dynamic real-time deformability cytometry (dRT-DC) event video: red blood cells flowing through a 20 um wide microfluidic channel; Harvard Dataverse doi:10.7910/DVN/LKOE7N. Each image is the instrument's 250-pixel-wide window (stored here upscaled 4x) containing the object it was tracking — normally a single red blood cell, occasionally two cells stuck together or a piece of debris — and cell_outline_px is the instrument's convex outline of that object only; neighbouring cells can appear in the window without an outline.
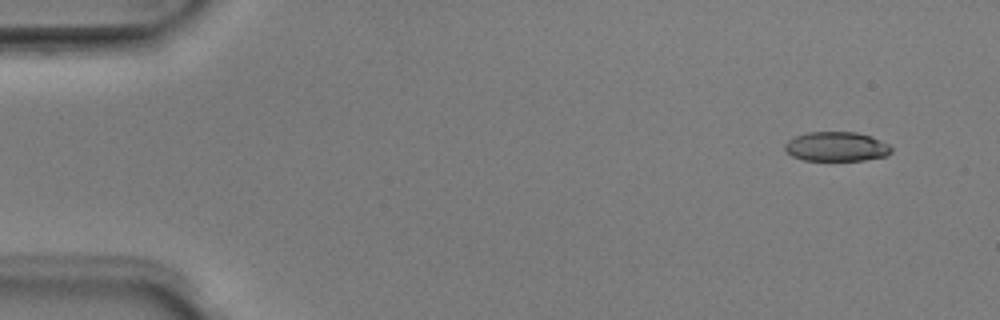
{"species": "Egyptian fruit bat (a non-hibernating species)", "species_latin": "Rousettus aegyptiacus", "temperature_condition": "room temperature", "stored_images_in_passage": 4, "camera_frame_rate_fps": 3000, "um_per_image_px": 0.085, "animal": {"sex": "male"}, "frame": {"image": 1, "passage_image": 1, "time_ms": 0.0, "image_size_px": [1000, 320], "cell_outline_px": [[892, 152], [888, 156], [864, 160], [804, 160], [792, 156], [784, 148], [784, 144], [788, 140], [796, 136], [808, 132], [856, 132], [872, 136], [888, 144], [892, 148]], "centroid_in_image_um": [71.12, 12.46], "position_along_channel_um": 13.9, "area_um2": 18.32}}
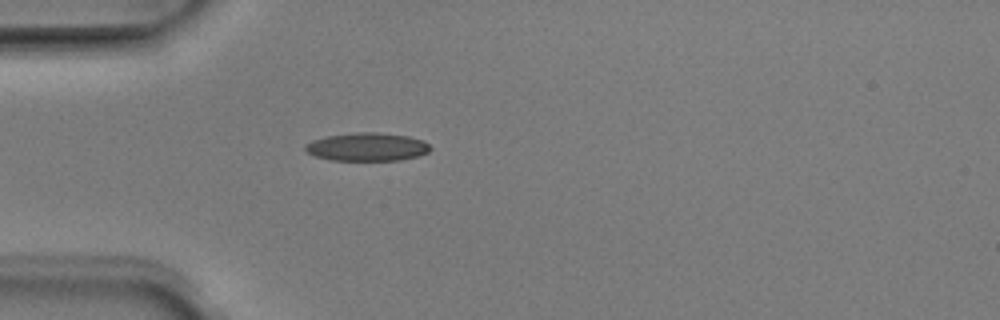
{"frame": {"image": 2, "passage_image": 4, "time_ms": 1.0, "image_size_px": [1000, 320], "cell_outline_px": [[432, 148], [428, 152], [416, 156], [400, 160], [332, 160], [316, 156], [308, 152], [304, 148], [304, 144], [312, 140], [328, 136], [352, 132], [376, 132], [408, 136], [424, 140]], "centroid_in_image_um": [31.21, 12.47], "position_along_channel_um": 53.8, "area_um2": 20.52}}